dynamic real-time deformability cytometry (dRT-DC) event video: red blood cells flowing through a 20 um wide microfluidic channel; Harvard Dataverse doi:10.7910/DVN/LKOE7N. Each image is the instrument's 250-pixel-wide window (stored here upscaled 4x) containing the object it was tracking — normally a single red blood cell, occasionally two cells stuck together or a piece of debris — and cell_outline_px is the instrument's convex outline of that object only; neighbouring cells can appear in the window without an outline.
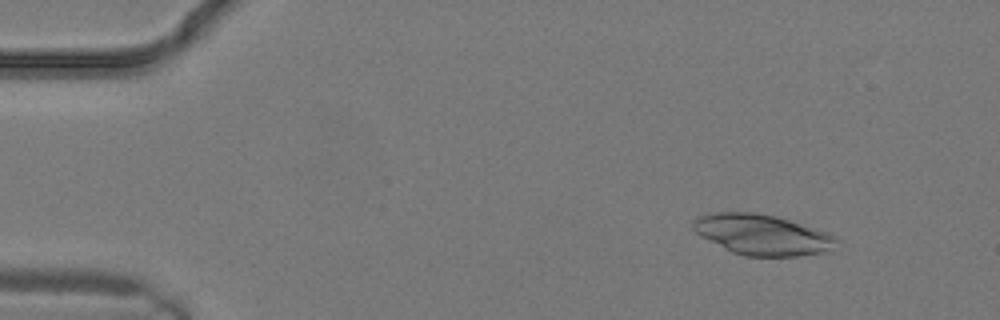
{"species": "common noctule bat (a hibernating species)", "species_latin": "Nyctalus noctula", "temperature_condition": "warm", "stored_images_in_passage": 8, "camera_frame_rate_fps": 3000, "um_per_image_px": 0.085, "animal": {"sex": "male", "body_mass_g": 19.2, "forearm_length_mm": 51.8}, "frame": {"image": 1, "passage_image": 3, "time_ms": 0.667, "image_size_px": [1000, 320], "cell_outline_px": [[836, 240], [824, 252], [796, 256], [744, 256], [732, 252], [700, 236], [692, 228], [692, 220], [700, 216], [716, 212], [756, 212], [776, 216], [824, 232], [832, 236]], "centroid_in_image_um": [64.67, 19.94], "position_along_channel_um": 20.3, "area_um2": 33.12}}